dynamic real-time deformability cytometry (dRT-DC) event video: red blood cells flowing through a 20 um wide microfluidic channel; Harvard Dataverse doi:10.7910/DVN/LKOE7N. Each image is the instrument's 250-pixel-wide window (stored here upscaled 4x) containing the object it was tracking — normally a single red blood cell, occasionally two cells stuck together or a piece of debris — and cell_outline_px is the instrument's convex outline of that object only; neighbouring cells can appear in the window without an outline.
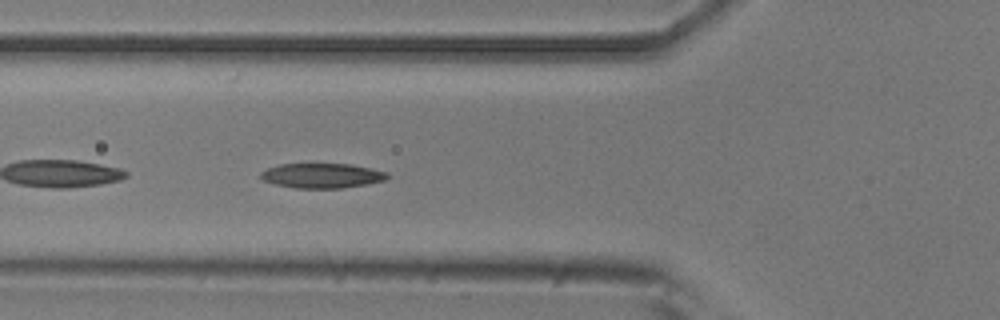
{"species": "common noctule bat (a hibernating species)", "species_latin": "Nyctalus noctula", "temperature_condition": "room temperature", "stored_images_in_passage": 44, "camera_frame_rate_fps": 3000, "um_per_image_px": 0.085, "animal": {"sex": "male", "body_mass_g": 20.5, "forearm_length_mm": 52.5}, "frame": {"image": 1, "passage_image": 10, "time_ms": 3.0, "image_size_px": [1000, 320], "cell_outline_px": [[392, 176], [384, 180], [368, 184], [340, 188], [296, 188], [272, 184], [264, 180], [260, 176], [260, 172], [268, 168], [280, 164], [352, 164], [388, 172]], "centroid_in_image_um": [27.39, 14.93], "position_along_channel_um": 98.4, "area_um2": 18.38}}
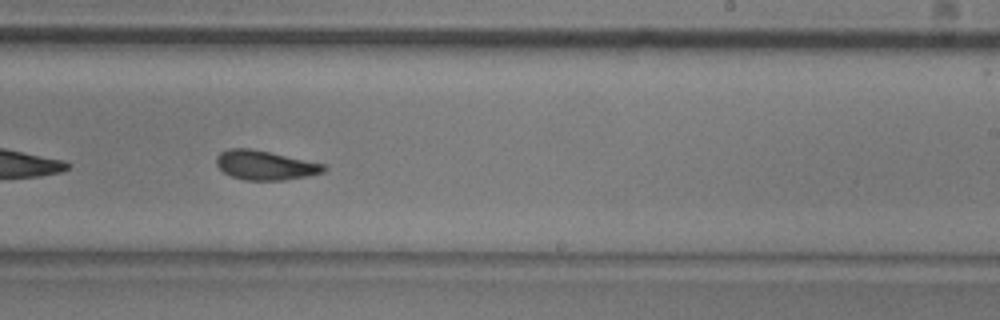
{"frame": {"image": 2, "passage_image": 23, "time_ms": 7.333, "image_size_px": [1000, 320], "cell_outline_px": [[328, 168], [324, 172], [308, 176], [284, 180], [244, 180], [232, 176], [224, 172], [216, 164], [216, 156], [220, 152], [228, 148], [252, 148], [324, 164]], "centroid_in_image_um": [22.53, 14.04], "position_along_channel_um": 266.5, "area_um2": 18.38}}
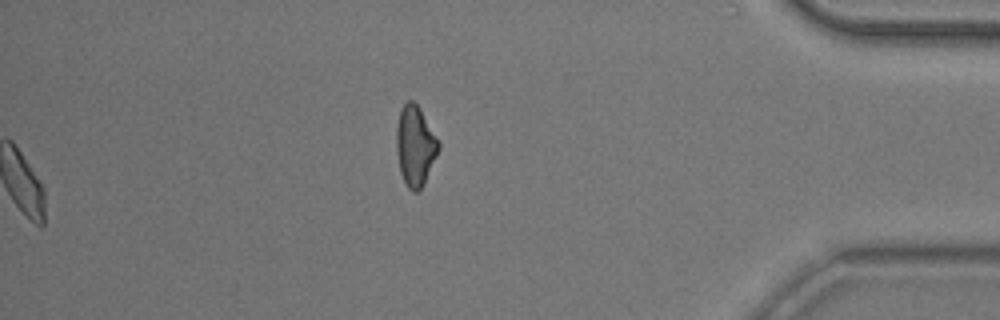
{"frame": {"image": 3, "passage_image": 44, "time_ms": 14.333, "image_size_px": [1000, 320], "cell_outline_px": [[440, 148], [424, 184], [416, 192], [412, 192], [408, 188], [400, 172], [396, 152], [396, 128], [400, 112], [404, 104], [408, 100], [412, 100], [420, 108], [440, 144]], "centroid_in_image_um": [35.28, 12.41], "position_along_channel_um": 399.9, "area_um2": 19.54}, "authors_computed_cell_mechanics": {"area_um2": 18.5249, "velocity_mm_per_s": 3.8679, "shape_relaxation_time_tau1_ms": 4.7633, "shape_relaxation_time_tau2_ms": 3.0205, "deformation_change_tau1": 0.1335, "deformation_change_tau2": 0.1025}}